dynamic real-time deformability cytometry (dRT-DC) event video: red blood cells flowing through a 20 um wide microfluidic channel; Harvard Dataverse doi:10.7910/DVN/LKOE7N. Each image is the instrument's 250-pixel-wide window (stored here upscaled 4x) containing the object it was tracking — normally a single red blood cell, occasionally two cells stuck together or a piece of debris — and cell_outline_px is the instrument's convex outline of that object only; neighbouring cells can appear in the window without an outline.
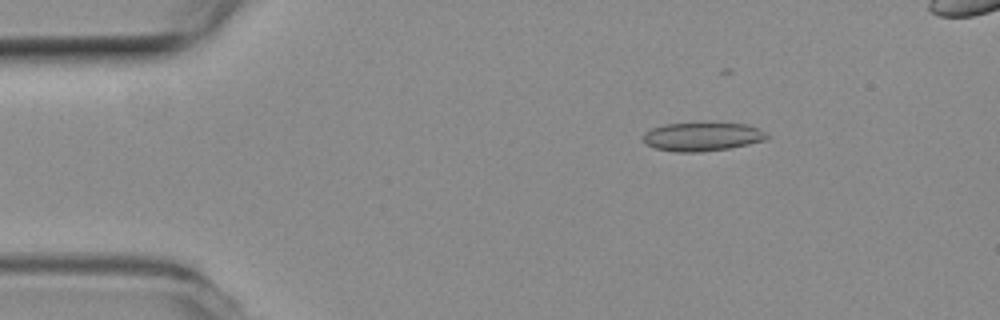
{"species": "common noctule bat (a hibernating species)", "species_latin": "Nyctalus noctula", "temperature_condition": "room temperature", "stored_images_in_passage": 45, "camera_frame_rate_fps": 3000, "um_per_image_px": 0.085, "animal": {"sex": "female", "body_mass_g": 19.3, "forearm_length_mm": 54.1}, "frame": {"image": 1, "passage_image": 9, "time_ms": 2.667, "image_size_px": [1000, 320], "cell_outline_px": [[772, 136], [768, 140], [728, 148], [700, 152], [676, 152], [656, 148], [648, 144], [644, 140], [644, 132], [652, 128], [664, 124], [748, 124], [760, 128]], "centroid_in_image_um": [59.77, 11.62], "position_along_channel_um": 25.2, "area_um2": 20.46}}
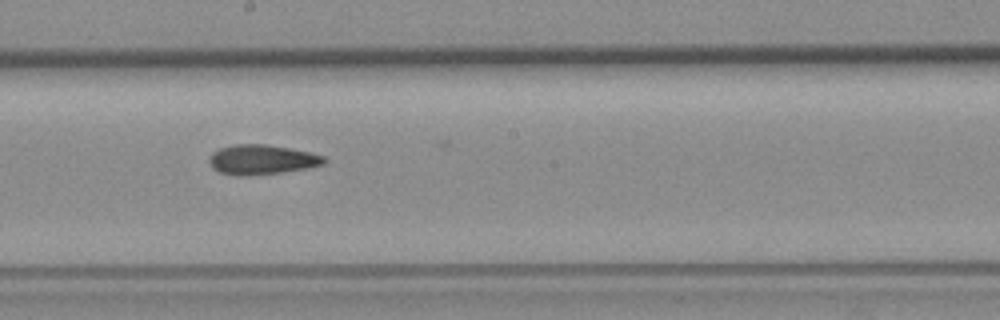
{"frame": {"image": 2, "passage_image": 31, "time_ms": 10.0, "image_size_px": [1000, 320], "cell_outline_px": [[328, 160], [324, 164], [304, 168], [280, 172], [248, 176], [240, 176], [220, 172], [212, 168], [208, 160], [212, 152], [220, 148], [236, 144], [264, 144], [312, 152], [324, 156]], "centroid_in_image_um": [22.24, 13.56], "position_along_channel_um": 226.0, "area_um2": 19.83}}
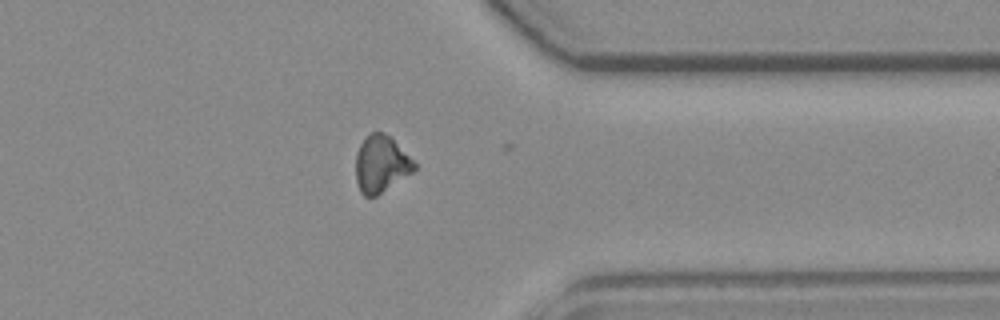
{"frame": {"image": 3, "passage_image": 44, "time_ms": 14.333, "image_size_px": [1000, 320], "cell_outline_px": [[416, 168], [412, 172], [376, 196], [364, 196], [360, 192], [356, 180], [356, 152], [360, 144], [372, 132], [384, 132], [416, 164]], "centroid_in_image_um": [32.35, 13.97], "position_along_channel_um": 379.1, "area_um2": 18.84}, "authors_computed_cell_mechanics": {"area_um2": 20.0566, "velocity_mm_per_s": 3.7409, "shape_relaxation_time_tau1_ms": null, "shape_relaxation_time_tau2_ms": 4.9017, "deformation_change_tau1": null, "deformation_change_tau2": 0.1372}}